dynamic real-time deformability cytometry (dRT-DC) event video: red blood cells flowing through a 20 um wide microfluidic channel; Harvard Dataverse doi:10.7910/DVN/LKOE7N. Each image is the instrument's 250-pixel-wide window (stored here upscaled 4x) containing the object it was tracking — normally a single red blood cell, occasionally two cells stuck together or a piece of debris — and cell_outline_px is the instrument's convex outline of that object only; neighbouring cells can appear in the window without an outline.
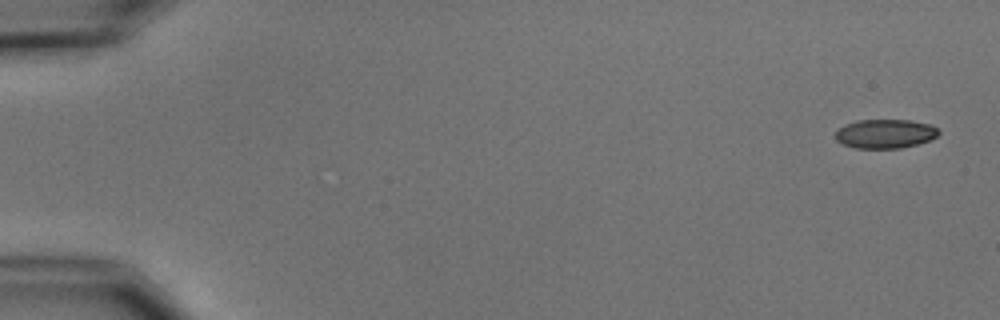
{"species": "common noctule bat (a hibernating species)", "species_latin": "Nyctalus noctula", "temperature_condition": "cold", "stored_images_in_passage": 5, "camera_frame_rate_fps": 3000, "um_per_image_px": 0.085, "animal": {"sex": "male", "body_mass_g": 15.6}, "frame": {"image": 1, "passage_image": 1, "time_ms": 0.0, "image_size_px": [1000, 320], "cell_outline_px": [[940, 132], [936, 136], [928, 140], [916, 144], [900, 148], [856, 148], [844, 144], [836, 140], [836, 132], [844, 124], [856, 120], [912, 120], [932, 124]], "centroid_in_image_um": [75.24, 11.35], "position_along_channel_um": 9.8, "area_um2": 17.4}}
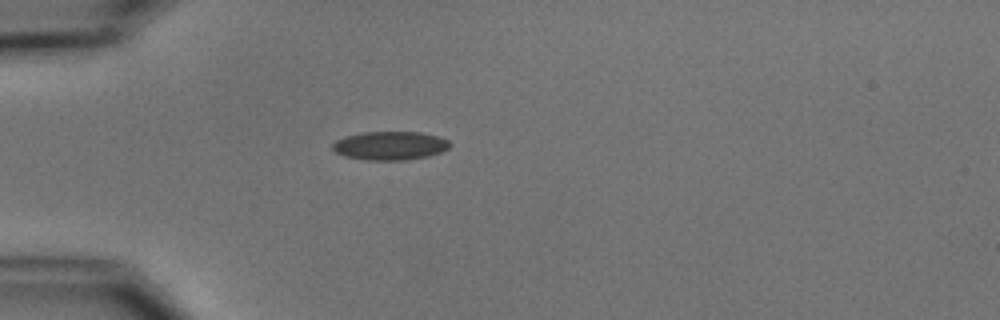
{"frame": {"image": 2, "passage_image": 5, "time_ms": 4.667, "image_size_px": [1000, 320], "cell_outline_px": [[452, 144], [448, 148], [440, 152], [428, 156], [404, 160], [368, 160], [344, 156], [336, 152], [332, 148], [332, 144], [336, 140], [344, 136], [364, 132], [420, 132], [436, 136], [448, 140]], "centroid_in_image_um": [33.14, 12.38], "position_along_channel_um": 51.9, "area_um2": 19.48}}